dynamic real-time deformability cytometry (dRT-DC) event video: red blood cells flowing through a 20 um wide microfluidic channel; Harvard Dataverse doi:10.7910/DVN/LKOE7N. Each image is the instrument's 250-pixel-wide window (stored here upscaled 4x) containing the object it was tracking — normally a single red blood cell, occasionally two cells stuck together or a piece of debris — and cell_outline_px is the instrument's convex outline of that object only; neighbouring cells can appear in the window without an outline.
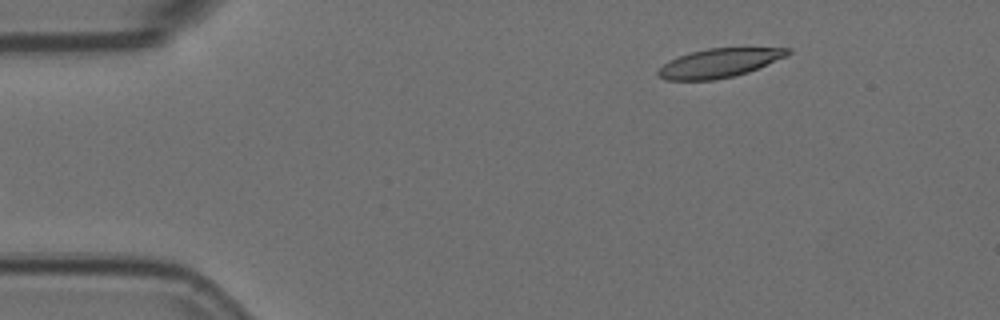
{"species": "Egyptian fruit bat (a non-hibernating species)", "species_latin": "Rousettus aegyptiacus", "temperature_condition": "room temperature", "stored_images_in_passage": 5, "camera_frame_rate_fps": 3000, "um_per_image_px": 0.085, "animal": {"sex": "female"}, "frame": {"image": 1, "passage_image": 2, "time_ms": 0.333, "image_size_px": [1000, 320], "cell_outline_px": [[792, 52], [788, 56], [748, 72], [716, 80], [664, 80], [656, 76], [656, 72], [668, 60], [692, 52], [708, 48], [792, 48]], "centroid_in_image_um": [61.13, 5.36], "position_along_channel_um": 23.9, "area_um2": 21.85}}
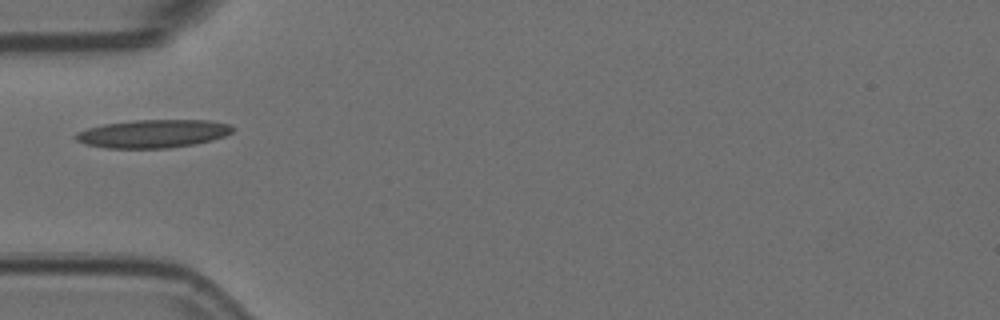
{"frame": {"image": 2, "passage_image": 5, "time_ms": 1.333, "image_size_px": [1000, 320], "cell_outline_px": [[236, 128], [232, 132], [224, 136], [212, 140], [196, 144], [168, 148], [108, 148], [84, 144], [76, 140], [72, 136], [76, 132], [88, 128], [104, 124], [132, 120], [208, 120], [232, 124]], "centroid_in_image_um": [13.02, 11.36], "position_along_channel_um": 72.0, "area_um2": 26.01}}